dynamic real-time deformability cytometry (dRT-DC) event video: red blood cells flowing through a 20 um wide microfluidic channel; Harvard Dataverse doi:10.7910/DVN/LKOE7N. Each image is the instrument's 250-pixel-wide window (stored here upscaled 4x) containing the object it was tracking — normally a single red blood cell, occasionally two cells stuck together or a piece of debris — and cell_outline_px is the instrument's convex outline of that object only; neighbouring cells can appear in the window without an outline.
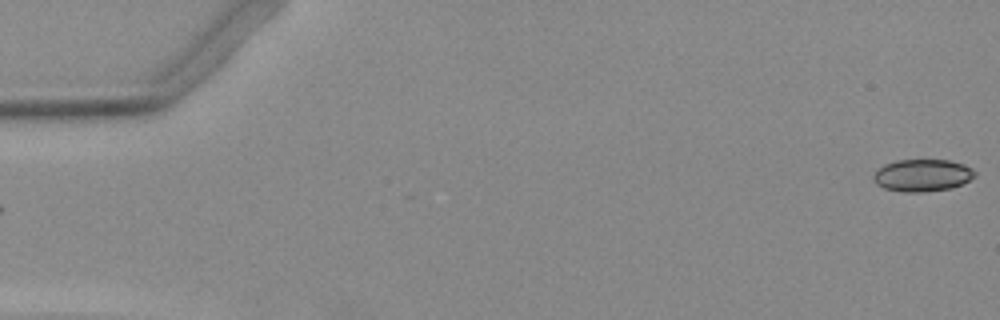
{"species": "Egyptian fruit bat (a non-hibernating species)", "species_latin": "Rousettus aegyptiacus", "temperature_condition": "warm", "stored_images_in_passage": 20, "camera_frame_rate_fps": 3000, "um_per_image_px": 0.085, "animal": {"sex": "female"}, "frame": {"image": 1, "passage_image": 1, "time_ms": 0.0, "image_size_px": [1000, 320], "cell_outline_px": [[976, 176], [952, 188], [920, 192], [904, 192], [884, 188], [876, 184], [872, 180], [872, 176], [884, 164], [896, 160], [948, 160], [964, 164], [972, 168], [976, 172]], "centroid_in_image_um": [78.39, 14.9], "position_along_channel_um": 6.6, "area_um2": 19.02}}
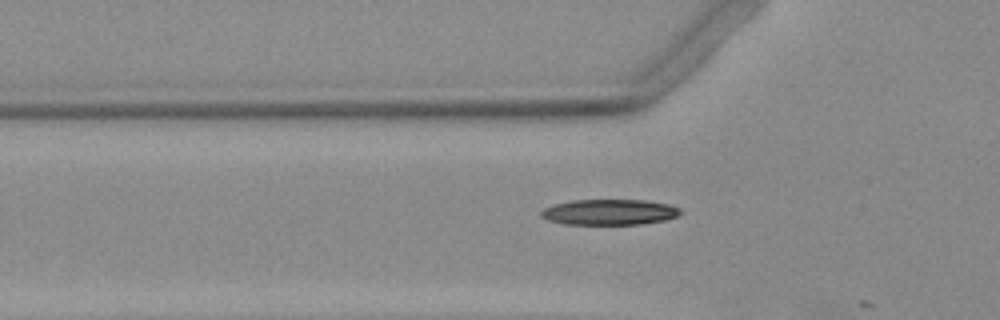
{"frame": {"image": 2, "passage_image": 18, "time_ms": 5.667, "image_size_px": [1000, 320], "cell_outline_px": [[684, 212], [676, 216], [664, 220], [640, 224], [564, 224], [548, 220], [540, 216], [540, 212], [544, 208], [556, 204], [572, 200], [648, 200], [668, 204], [680, 208]], "centroid_in_image_um": [51.81, 18.02], "position_along_channel_um": 74.0, "area_um2": 20.81}}